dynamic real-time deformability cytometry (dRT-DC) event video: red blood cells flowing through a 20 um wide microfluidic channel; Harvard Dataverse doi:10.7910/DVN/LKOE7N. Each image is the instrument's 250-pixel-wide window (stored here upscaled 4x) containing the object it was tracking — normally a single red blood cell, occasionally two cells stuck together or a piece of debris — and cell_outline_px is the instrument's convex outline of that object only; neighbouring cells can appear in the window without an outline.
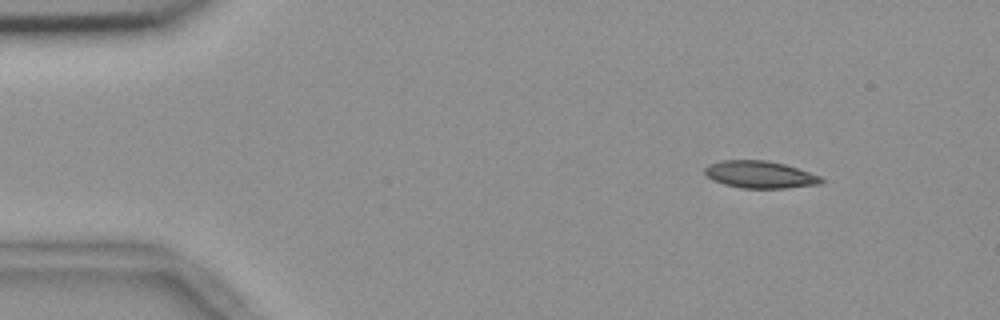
{"species": "common noctule bat (a hibernating species)", "species_latin": "Nyctalus noctula", "temperature_condition": "room temperature", "stored_images_in_passage": 49, "camera_frame_rate_fps": 3000, "um_per_image_px": 0.085, "animal": {"sex": "female", "body_mass_g": 18.4}, "frame": {"image": 1, "passage_image": 1, "time_ms": 0.0, "image_size_px": [1000, 320], "cell_outline_px": [[824, 180], [820, 184], [788, 188], [744, 188], [724, 184], [712, 180], [704, 172], [704, 168], [708, 164], [724, 160], [764, 160], [784, 164], [820, 176]], "centroid_in_image_um": [64.58, 14.84], "position_along_channel_um": 20.4, "area_um2": 18.32}}
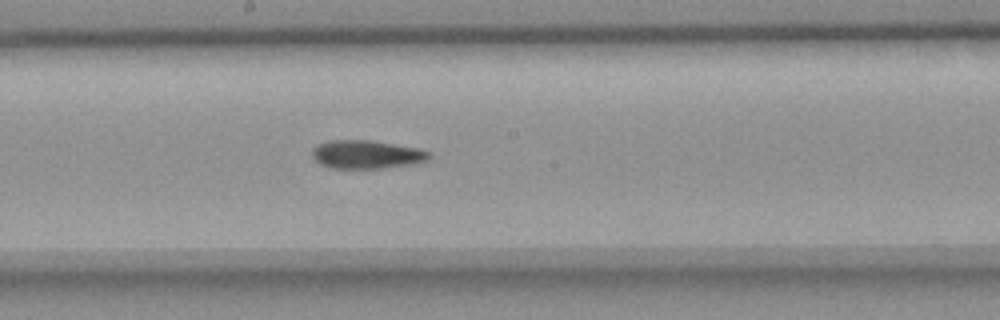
{"frame": {"image": 2, "passage_image": 24, "time_ms": 7.667, "image_size_px": [1000, 320], "cell_outline_px": [[432, 156], [428, 160], [412, 164], [384, 168], [332, 168], [320, 164], [312, 156], [312, 148], [316, 144], [328, 140], [372, 140], [420, 148], [428, 152]], "centroid_in_image_um": [31.15, 13.12], "position_along_channel_um": 217.0, "area_um2": 19.54}}
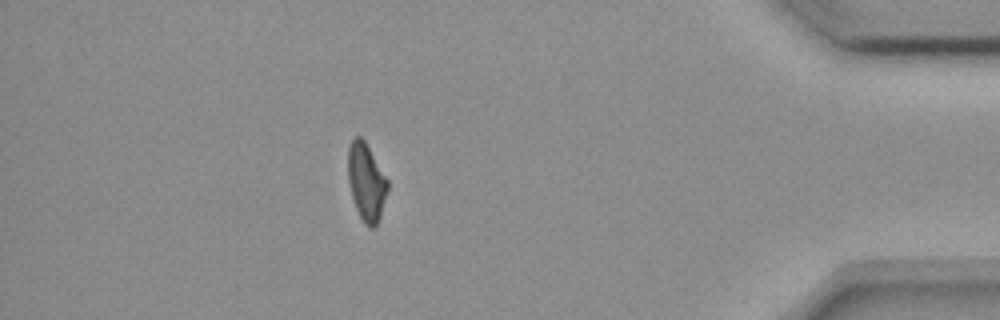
{"frame": {"image": 3, "passage_image": 43, "time_ms": 14.0, "image_size_px": [1000, 320], "cell_outline_px": [[388, 188], [380, 216], [376, 224], [372, 228], [368, 228], [364, 224], [356, 208], [352, 196], [348, 180], [348, 148], [352, 140], [356, 136], [360, 136], [364, 140], [388, 180]], "centroid_in_image_um": [31.13, 15.47], "position_along_channel_um": 404.1, "area_um2": 17.63}, "authors_computed_cell_mechanics": {"area_um2": 18.9584, "velocity_mm_per_s": 3.6776, "shape_relaxation_time_tau1_ms": null, "shape_relaxation_time_tau2_ms": 9.1973, "deformation_change_tau1": null, "deformation_change_tau2": 0.1685}}